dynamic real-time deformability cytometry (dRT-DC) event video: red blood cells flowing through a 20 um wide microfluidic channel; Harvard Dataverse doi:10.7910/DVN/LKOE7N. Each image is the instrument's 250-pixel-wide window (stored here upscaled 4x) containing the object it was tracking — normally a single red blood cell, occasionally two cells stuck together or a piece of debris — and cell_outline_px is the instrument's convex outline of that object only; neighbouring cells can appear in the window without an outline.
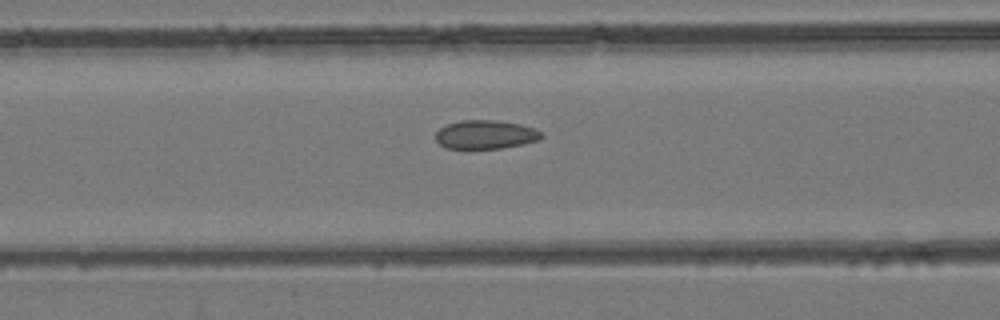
{"species": "common noctule bat (a hibernating species)", "species_latin": "Nyctalus noctula", "temperature_condition": "room temperature", "stored_images_in_passage": 47, "camera_frame_rate_fps": 3000, "um_per_image_px": 0.085, "animal": {"sex": "female", "body_mass_g": 24.6, "forearm_length_mm": 56.2}, "frame": {"image": 1, "passage_image": 18, "time_ms": 5.667, "image_size_px": [1000, 320], "cell_outline_px": [[544, 136], [540, 140], [500, 148], [444, 148], [436, 140], [436, 132], [444, 124], [460, 120], [496, 120], [520, 124], [532, 128], [540, 132]], "centroid_in_image_um": [41.23, 11.42], "position_along_channel_um": 125.4, "area_um2": 17.63}}
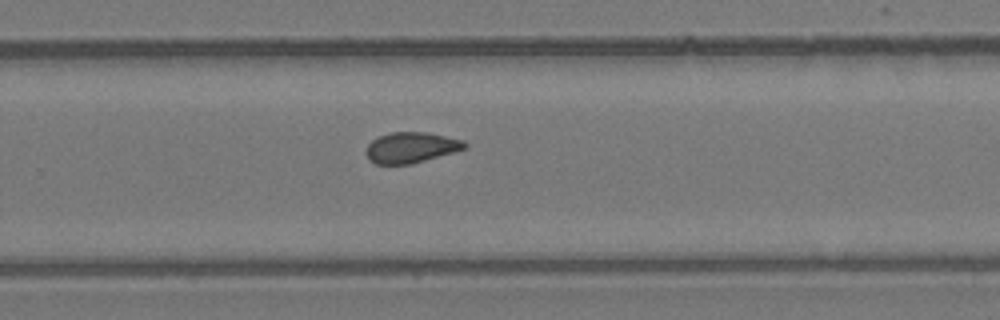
{"frame": {"image": 2, "passage_image": 30, "time_ms": 9.667, "image_size_px": [1000, 320], "cell_outline_px": [[468, 144], [464, 148], [452, 152], [412, 164], [376, 164], [368, 160], [368, 144], [372, 140], [388, 132], [428, 132], [464, 140]], "centroid_in_image_um": [34.94, 12.53], "position_along_channel_um": 294.9, "area_um2": 17.46}}
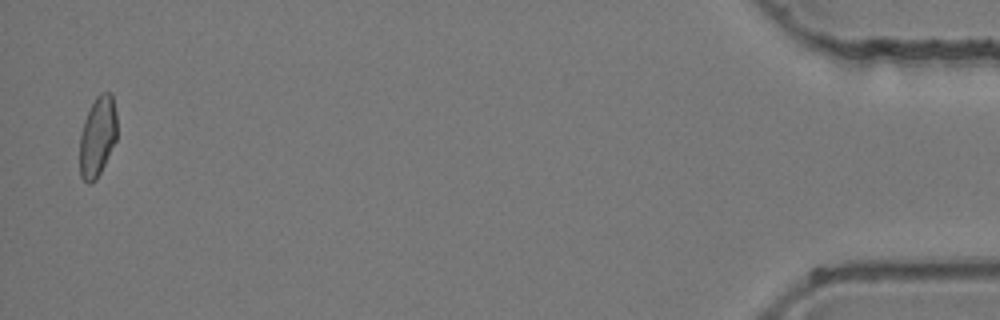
{"frame": {"image": 3, "passage_image": 46, "time_ms": 15.0, "image_size_px": [1000, 320], "cell_outline_px": [[116, 140], [96, 180], [88, 184], [80, 176], [80, 132], [84, 120], [96, 96], [100, 92], [112, 92], [116, 112]], "centroid_in_image_um": [8.29, 11.58], "position_along_channel_um": 426.9, "area_um2": 17.4}}